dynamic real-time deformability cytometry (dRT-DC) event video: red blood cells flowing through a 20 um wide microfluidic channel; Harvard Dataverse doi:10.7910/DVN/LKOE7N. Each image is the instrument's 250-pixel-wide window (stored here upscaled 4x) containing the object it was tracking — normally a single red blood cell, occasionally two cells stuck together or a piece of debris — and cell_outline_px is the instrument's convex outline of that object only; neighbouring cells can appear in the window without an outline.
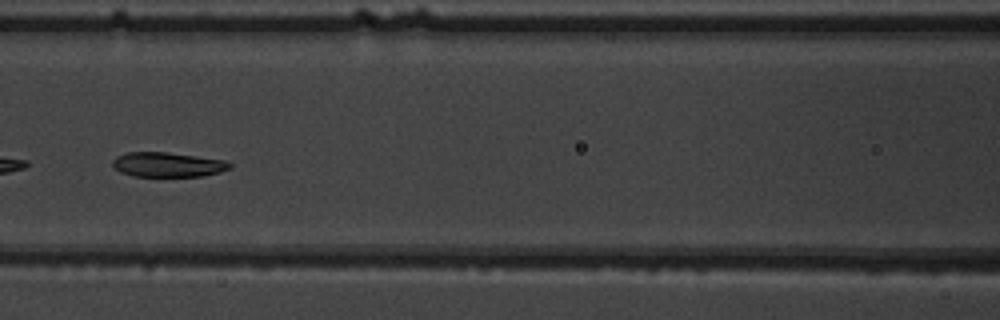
{"species": "common noctule bat (a hibernating species)", "species_latin": "Nyctalus noctula", "temperature_condition": "warm", "stored_images_in_passage": 9, "camera_frame_rate_fps": 3000, "um_per_image_px": 0.085, "animal": {"sex": "male", "body_mass_g": 19.5, "forearm_length_mm": 54.6}, "frame": {"image": 1, "passage_image": 6, "time_ms": 6.667, "image_size_px": [1000, 320], "cell_outline_px": [[232, 168], [220, 172], [204, 176], [132, 176], [120, 172], [112, 164], [112, 160], [116, 156], [128, 152], [168, 152], [224, 160], [232, 164]], "centroid_in_image_um": [14.26, 13.99], "position_along_channel_um": 152.3, "area_um2": 16.88}}
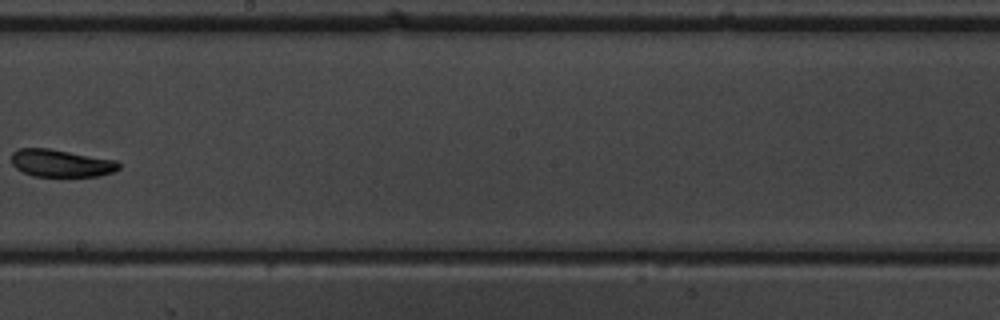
{"frame": {"image": 2, "passage_image": 8, "time_ms": 9.0, "image_size_px": [1000, 320], "cell_outline_px": [[120, 168], [112, 172], [100, 176], [32, 176], [16, 168], [12, 164], [12, 152], [20, 148], [48, 148], [116, 160], [120, 164]], "centroid_in_image_um": [5.19, 13.87], "position_along_channel_um": 243.0, "area_um2": 17.11}}
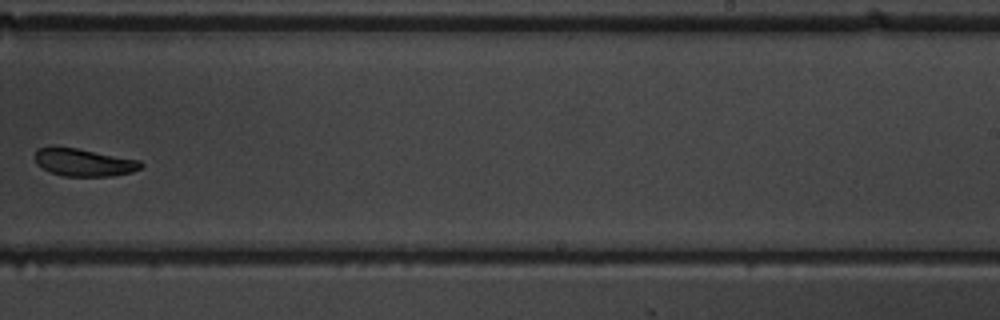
{"frame": {"image": 3, "passage_image": 9, "time_ms": 10.0, "image_size_px": [1000, 320], "cell_outline_px": [[144, 164], [140, 168], [132, 172], [112, 176], [64, 176], [52, 172], [36, 164], [32, 156], [36, 148], [52, 144], [76, 148], [140, 160]], "centroid_in_image_um": [7.04, 13.77], "position_along_channel_um": 282.0, "area_um2": 17.46}}